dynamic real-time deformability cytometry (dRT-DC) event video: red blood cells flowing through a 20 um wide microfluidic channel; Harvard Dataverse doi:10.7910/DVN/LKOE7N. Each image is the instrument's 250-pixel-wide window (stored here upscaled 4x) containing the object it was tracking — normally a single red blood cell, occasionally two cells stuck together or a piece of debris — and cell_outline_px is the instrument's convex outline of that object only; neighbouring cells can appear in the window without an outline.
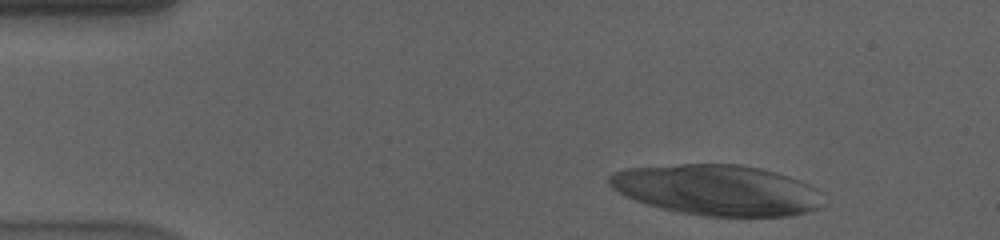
{"species": "human", "species_latin": "Homo sapiens", "temperature_condition": "cold", "stored_images_in_passage": 12, "camera_frame_rate_fps": 3000, "um_per_image_px": 0.085, "donor": {"sex": "male"}, "frame": {"image": 1, "passage_image": 1, "time_ms": 0.0, "image_size_px": [1000, 240], "cell_outline_px": [[824, 204], [820, 208], [808, 212], [792, 216], [700, 216], [660, 208], [636, 200], [612, 188], [608, 184], [608, 176], [612, 172], [624, 168], [680, 164], [740, 164], [760, 168], [776, 172], [788, 176], [808, 184], [816, 188], [820, 192]], "centroid_in_image_um": [60.97, 16.15], "position_along_channel_um": 24.0, "area_um2": 63.41}}